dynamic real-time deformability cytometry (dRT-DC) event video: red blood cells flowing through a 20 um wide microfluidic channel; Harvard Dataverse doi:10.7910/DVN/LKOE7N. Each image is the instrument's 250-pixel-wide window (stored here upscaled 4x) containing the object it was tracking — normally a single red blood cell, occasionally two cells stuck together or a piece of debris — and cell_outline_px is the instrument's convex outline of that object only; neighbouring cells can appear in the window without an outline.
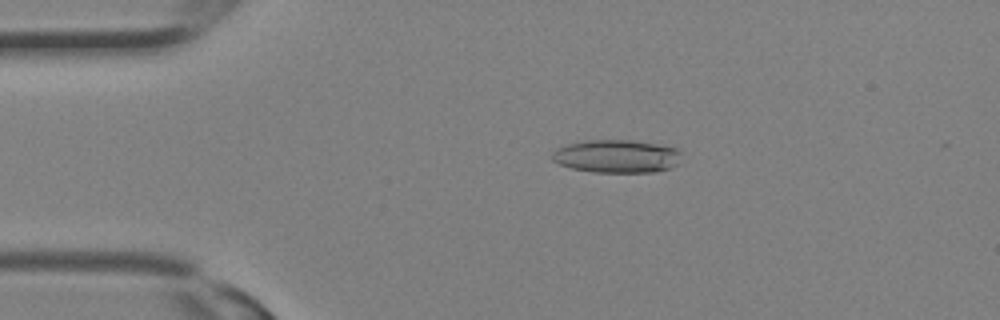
{"species": "Egyptian fruit bat (a non-hibernating species)", "species_latin": "Rousettus aegyptiacus", "temperature_condition": "room temperature", "stored_images_in_passage": 12, "camera_frame_rate_fps": 3000, "um_per_image_px": 0.085, "animal": {"sex": "female"}, "frame": {"image": 1, "passage_image": 7, "time_ms": 2.0, "image_size_px": [1000, 320], "cell_outline_px": [[680, 164], [656, 172], [592, 172], [572, 168], [560, 164], [552, 160], [552, 152], [556, 148], [568, 144], [584, 140], [632, 140], [656, 144], [676, 148], [680, 152]], "centroid_in_image_um": [52.41, 13.28], "position_along_channel_um": 32.6, "area_um2": 24.97}}
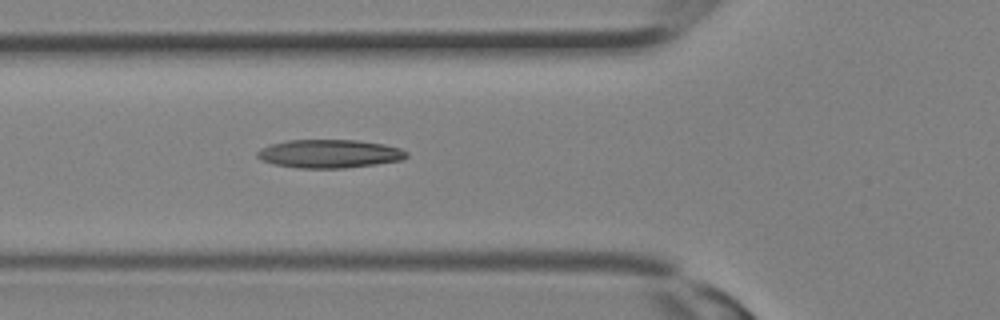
{"frame": {"image": 2, "passage_image": 12, "time_ms": 3.667, "image_size_px": [1000, 320], "cell_outline_px": [[408, 156], [404, 160], [376, 164], [344, 168], [296, 168], [272, 164], [260, 160], [256, 156], [256, 152], [260, 148], [272, 144], [288, 140], [356, 140], [384, 144], [400, 148], [408, 152]], "centroid_in_image_um": [27.99, 13.07], "position_along_channel_um": 97.8, "area_um2": 24.91}}